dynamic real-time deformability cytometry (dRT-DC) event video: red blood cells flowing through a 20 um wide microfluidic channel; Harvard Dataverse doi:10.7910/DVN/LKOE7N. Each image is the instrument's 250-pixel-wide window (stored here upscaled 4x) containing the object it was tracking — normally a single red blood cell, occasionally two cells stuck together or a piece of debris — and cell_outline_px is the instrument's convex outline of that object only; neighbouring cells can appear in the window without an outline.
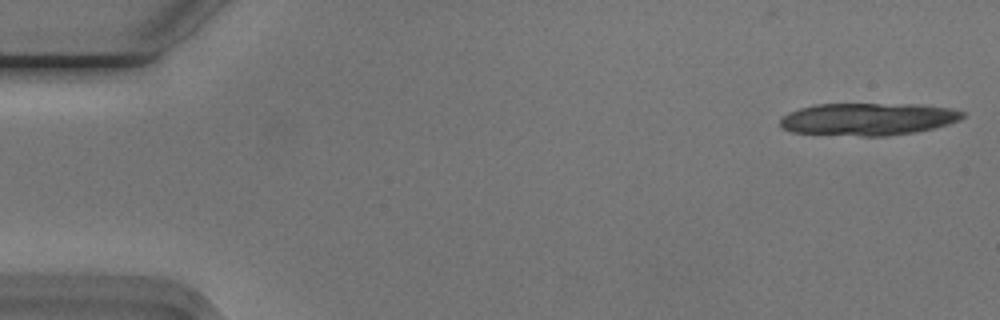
{"species": "Egyptian fruit bat (a non-hibernating species)", "species_latin": "Rousettus aegyptiacus", "temperature_condition": "cold", "stored_images_in_passage": 18, "camera_frame_rate_fps": 3000, "um_per_image_px": 0.085, "animal": {"sex": "male"}, "frame": {"image": 1, "passage_image": 1, "time_ms": 0.0, "image_size_px": [1000, 320], "cell_outline_px": [[964, 116], [960, 120], [948, 124], [932, 128], [912, 132], [884, 136], [860, 136], [792, 132], [780, 128], [780, 120], [788, 112], [800, 108], [816, 104], [912, 104], [952, 108], [964, 112]], "centroid_in_image_um": [73.76, 10.12], "position_along_channel_um": 11.2, "area_um2": 34.33}}